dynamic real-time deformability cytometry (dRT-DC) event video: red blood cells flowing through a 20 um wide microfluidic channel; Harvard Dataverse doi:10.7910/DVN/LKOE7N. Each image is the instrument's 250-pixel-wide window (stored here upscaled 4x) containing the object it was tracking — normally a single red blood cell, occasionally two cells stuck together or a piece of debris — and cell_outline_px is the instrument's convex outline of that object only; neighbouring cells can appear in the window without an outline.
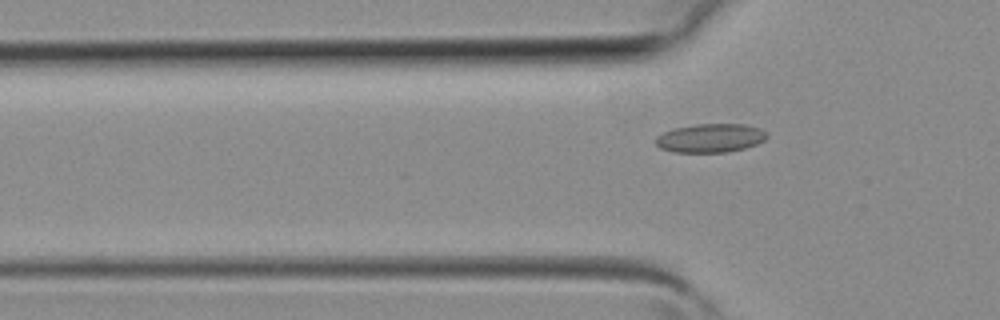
{"species": "common noctule bat (a hibernating species)", "species_latin": "Nyctalus noctula", "temperature_condition": "room temperature", "stored_images_in_passage": 4, "camera_frame_rate_fps": 3000, "um_per_image_px": 0.085, "animal": {"sex": "female", "body_mass_g": 19.3, "forearm_length_mm": 54.1}, "frame": {"image": 1, "passage_image": 4, "time_ms": 1.0, "image_size_px": [1000, 320], "cell_outline_px": [[768, 136], [764, 140], [756, 144], [744, 148], [728, 152], [672, 152], [660, 148], [656, 144], [656, 136], [664, 132], [676, 128], [696, 124], [744, 124], [760, 128]], "centroid_in_image_um": [60.37, 11.74], "position_along_channel_um": 65.4, "area_um2": 18.5}}